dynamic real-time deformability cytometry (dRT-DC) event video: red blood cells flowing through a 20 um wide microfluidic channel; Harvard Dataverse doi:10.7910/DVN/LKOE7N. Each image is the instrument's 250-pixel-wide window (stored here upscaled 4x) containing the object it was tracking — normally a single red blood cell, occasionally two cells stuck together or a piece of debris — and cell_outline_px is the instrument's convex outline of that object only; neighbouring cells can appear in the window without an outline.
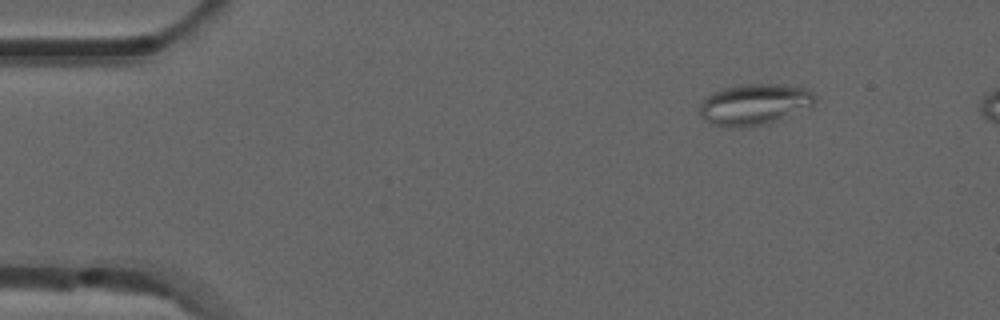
{"species": "common noctule bat (a hibernating species)", "species_latin": "Nyctalus noctula", "temperature_condition": "room temperature", "stored_images_in_passage": 7, "camera_frame_rate_fps": 3000, "um_per_image_px": 0.085, "animal": {"sex": "male", "forearm_length_mm": 52.5}, "frame": {"image": 1, "passage_image": 1, "time_ms": 0.0, "image_size_px": [1000, 320], "cell_outline_px": [[816, 100], [812, 108], [780, 120], [768, 124], [744, 128], [740, 128], [712, 124], [704, 120], [700, 116], [700, 100], [712, 92], [724, 88], [740, 84], [784, 84], [804, 88], [812, 92], [816, 96]], "centroid_in_image_um": [64.15, 8.88], "position_along_channel_um": 20.8, "area_um2": 28.32}}
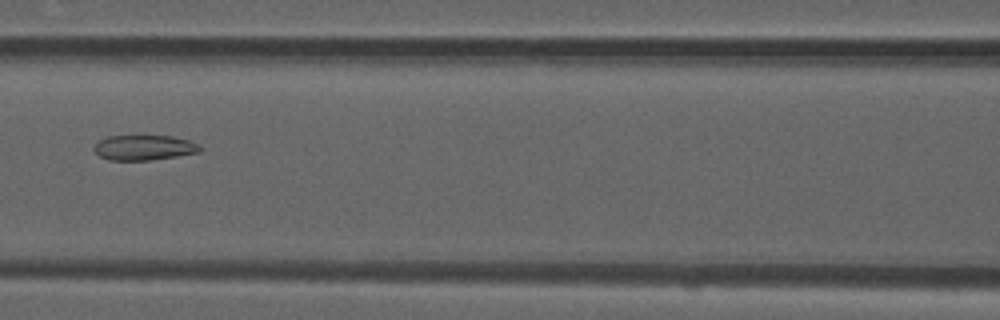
{"frame": {"image": 2, "passage_image": 6, "time_ms": 1.667, "image_size_px": [1000, 320], "cell_outline_px": [[204, 148], [200, 152], [176, 156], [148, 160], [108, 160], [100, 156], [92, 148], [100, 140], [108, 136], [172, 136], [188, 140], [200, 144]], "centroid_in_image_um": [12.28, 12.54], "position_along_channel_um": 154.3, "area_um2": 15.49}}
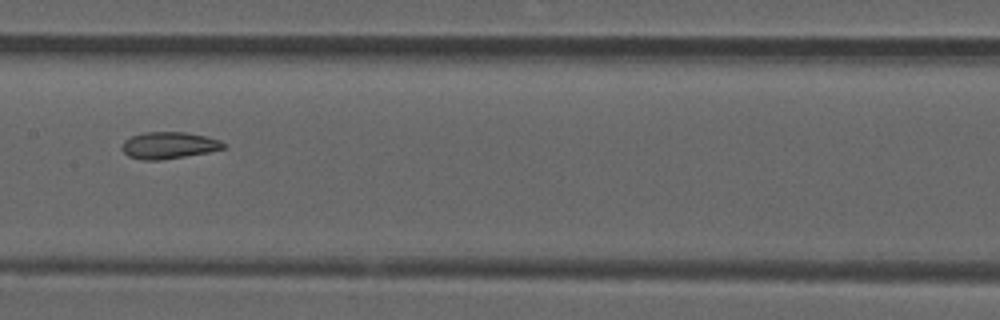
{"frame": {"image": 3, "passage_image": 7, "time_ms": 2.0, "image_size_px": [1000, 320], "cell_outline_px": [[228, 144], [224, 148], [208, 152], [160, 160], [140, 160], [128, 156], [120, 148], [124, 140], [132, 136], [144, 132], [184, 132], [204, 136], [220, 140]], "centroid_in_image_um": [14.33, 12.35], "position_along_channel_um": 193.1, "area_um2": 15.84}}